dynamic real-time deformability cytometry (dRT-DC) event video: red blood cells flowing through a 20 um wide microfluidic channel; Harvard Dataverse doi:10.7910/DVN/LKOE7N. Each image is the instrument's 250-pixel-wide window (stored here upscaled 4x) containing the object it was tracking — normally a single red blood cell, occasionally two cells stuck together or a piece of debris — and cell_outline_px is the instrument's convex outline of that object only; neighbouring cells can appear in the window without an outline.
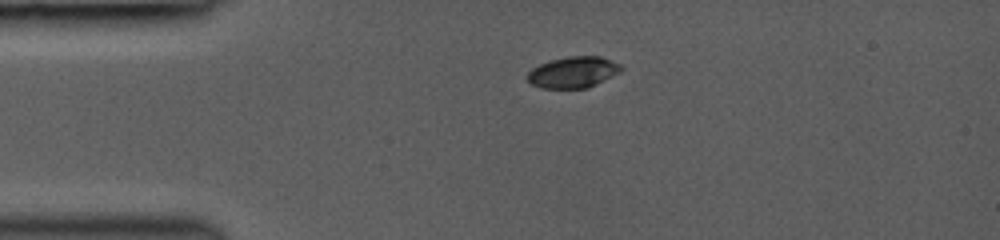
{"species": "common noctule bat (a hibernating species)", "species_latin": "Nyctalus noctula", "temperature_condition": "room temperature", "stored_images_in_passage": 29, "camera_frame_rate_fps": 3000, "um_per_image_px": 0.085, "animal": {"sex": "female", "body_mass_g": 19.0, "forearm_length_mm": 53.3}, "frame": {"image": 1, "passage_image": 1, "time_ms": 0.0, "image_size_px": [1000, 240], "cell_outline_px": [[624, 68], [620, 72], [588, 88], [540, 88], [532, 84], [528, 80], [528, 72], [532, 68], [548, 60], [568, 56], [600, 56], [620, 64]], "centroid_in_image_um": [48.72, 6.13], "position_along_channel_um": 36.3, "area_um2": 17.05}}
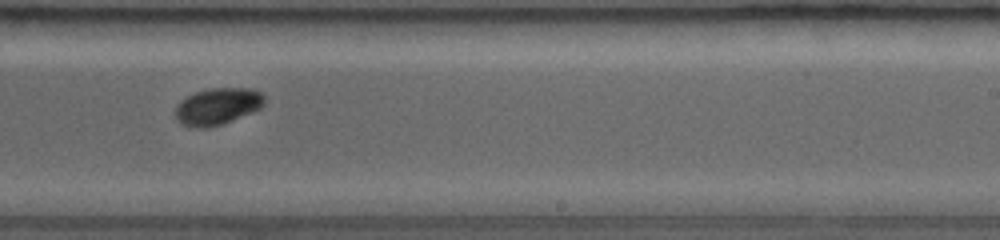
{"frame": {"image": 2, "passage_image": 17, "time_ms": 6.333, "image_size_px": [1000, 240], "cell_outline_px": [[264, 104], [260, 108], [252, 112], [232, 120], [208, 128], [196, 128], [180, 124], [176, 120], [176, 104], [180, 100], [196, 92], [208, 88], [248, 88], [260, 92], [264, 96]], "centroid_in_image_um": [18.46, 9.04], "position_along_channel_um": 270.5, "area_um2": 19.07}}
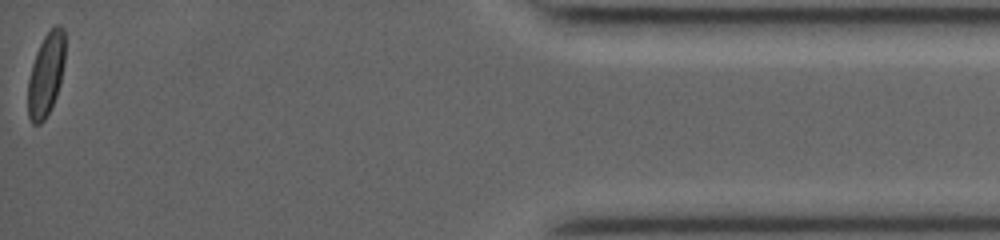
{"frame": {"image": 3, "passage_image": 29, "time_ms": 11.667, "image_size_px": [1000, 240], "cell_outline_px": [[64, 60], [60, 84], [56, 96], [44, 120], [40, 124], [32, 124], [28, 116], [28, 80], [32, 64], [36, 52], [44, 36], [56, 24], [60, 24], [64, 28]], "centroid_in_image_um": [3.9, 6.33], "position_along_channel_um": 431.3, "area_um2": 17.86}, "authors_computed_cell_mechanics": {"area_um2": 18.6116, "velocity_mm_per_s": 4.2529, "shape_relaxation_time_tau1_ms": 2.115, "shape_relaxation_time_tau2_ms": null, "deformation_change_tau1": 0.0852, "deformation_change_tau2": null}}